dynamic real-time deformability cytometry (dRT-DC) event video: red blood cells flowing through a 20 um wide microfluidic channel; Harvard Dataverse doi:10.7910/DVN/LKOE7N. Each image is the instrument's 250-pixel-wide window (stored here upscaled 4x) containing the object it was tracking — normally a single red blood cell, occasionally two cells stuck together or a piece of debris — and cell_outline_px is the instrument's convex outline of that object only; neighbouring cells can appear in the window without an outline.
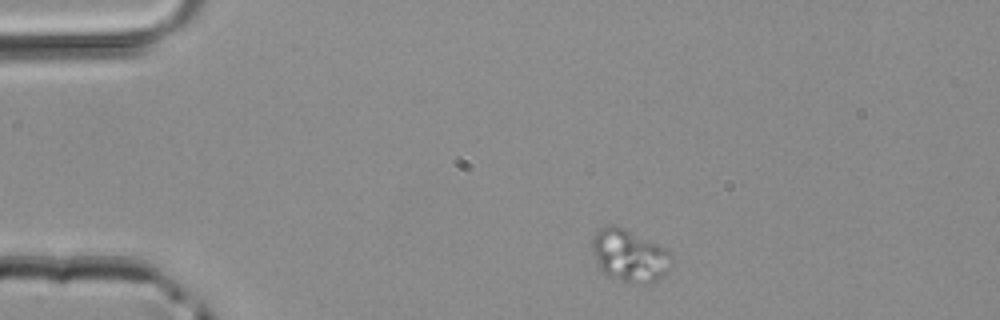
{"species": "common noctule bat (a hibernating species)", "species_latin": "Nyctalus noctula", "temperature_condition": "room temperature", "stored_images_in_passage": 4, "camera_frame_rate_fps": 3000, "um_per_image_px": 0.085, "animal": {"sex": "male", "body_mass_g": 20.4}, "frame": {"image": 1, "passage_image": 1, "time_ms": 0.0, "image_size_px": [1000, 320], "cell_outline_px": [[672, 264], [668, 272], [664, 276], [656, 280], [632, 284], [612, 276], [604, 272], [600, 268], [592, 252], [592, 240], [596, 232], [600, 228], [612, 224], [624, 228], [664, 248], [672, 256]], "centroid_in_image_um": [53.51, 21.72], "position_along_channel_um": 31.5, "area_um2": 23.76}}
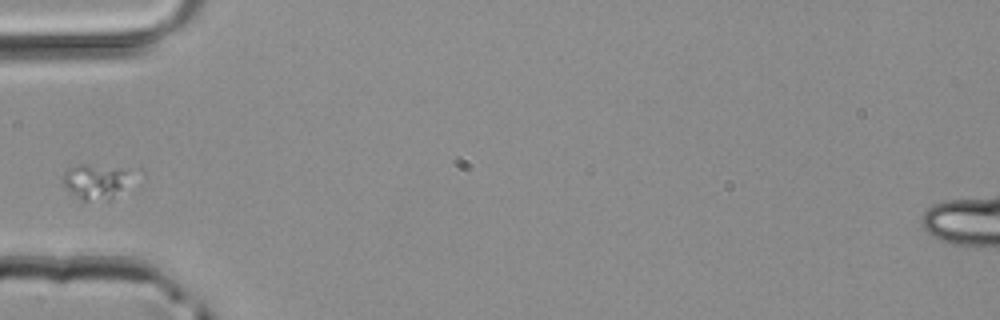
{"frame": {"image": 2, "passage_image": 3, "time_ms": 0.667, "image_size_px": [1000, 320], "cell_outline_px": [[128, 172], [112, 200], [80, 200], [60, 180], [64, 172], [68, 168], [76, 164], [88, 164], [128, 168]], "centroid_in_image_um": [7.99, 15.39], "position_along_channel_um": 77.0, "area_um2": 13.41}}